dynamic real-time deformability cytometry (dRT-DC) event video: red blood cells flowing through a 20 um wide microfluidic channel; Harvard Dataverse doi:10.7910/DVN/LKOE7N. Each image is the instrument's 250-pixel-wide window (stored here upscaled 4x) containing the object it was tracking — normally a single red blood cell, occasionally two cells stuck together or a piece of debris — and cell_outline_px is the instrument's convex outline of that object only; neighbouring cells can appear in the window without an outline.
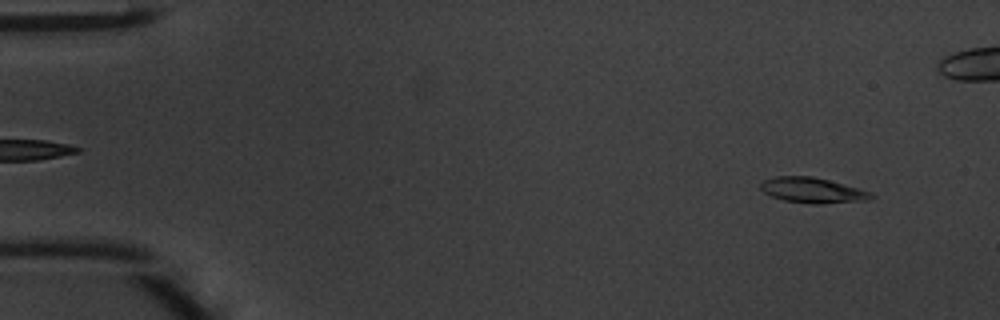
{"species": "common noctule bat (a hibernating species)", "species_latin": "Nyctalus noctula", "temperature_condition": "warm", "stored_images_in_passage": 49, "camera_frame_rate_fps": 3000, "um_per_image_px": 0.085, "animal": {"sex": "male", "body_mass_g": 20.1, "forearm_length_mm": 53.5}, "frame": {"image": 1, "passage_image": 4, "time_ms": 1.0, "image_size_px": [1000, 320], "cell_outline_px": [[876, 196], [868, 200], [816, 204], [812, 204], [784, 200], [772, 196], [764, 192], [760, 188], [760, 180], [776, 176], [812, 176], [828, 180], [872, 192]], "centroid_in_image_um": [69.04, 16.17], "position_along_channel_um": 16.0, "area_um2": 16.3}}
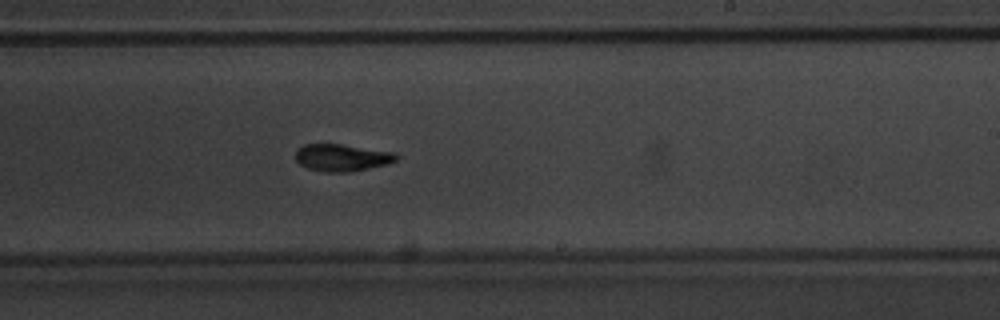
{"frame": {"image": 2, "passage_image": 29, "time_ms": 9.333, "image_size_px": [1000, 320], "cell_outline_px": [[400, 156], [396, 160], [388, 164], [352, 172], [328, 172], [308, 168], [300, 164], [296, 160], [296, 148], [304, 144], [340, 144], [396, 152]], "centroid_in_image_um": [29.09, 13.39], "position_along_channel_um": 259.9, "area_um2": 16.07}}
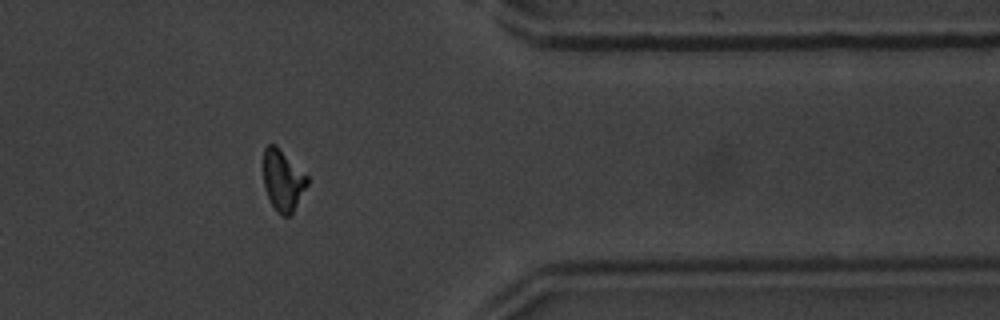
{"frame": {"image": 3, "passage_image": 39, "time_ms": 12.667, "image_size_px": [1000, 320], "cell_outline_px": [[308, 184], [292, 212], [288, 216], [280, 216], [272, 204], [264, 188], [264, 148], [268, 144], [276, 144], [308, 176]], "centroid_in_image_um": [24.04, 15.3], "position_along_channel_um": 387.4, "area_um2": 15.49}, "authors_computed_cell_mechanics": {"area_um2": 15.9528, "velocity_mm_per_s": 4.2495, "shape_relaxation_time_tau1_ms": 2.2617, "shape_relaxation_time_tau2_ms": 3.1143, "deformation_change_tau1": 0.1565, "deformation_change_tau2": 0.1124}}